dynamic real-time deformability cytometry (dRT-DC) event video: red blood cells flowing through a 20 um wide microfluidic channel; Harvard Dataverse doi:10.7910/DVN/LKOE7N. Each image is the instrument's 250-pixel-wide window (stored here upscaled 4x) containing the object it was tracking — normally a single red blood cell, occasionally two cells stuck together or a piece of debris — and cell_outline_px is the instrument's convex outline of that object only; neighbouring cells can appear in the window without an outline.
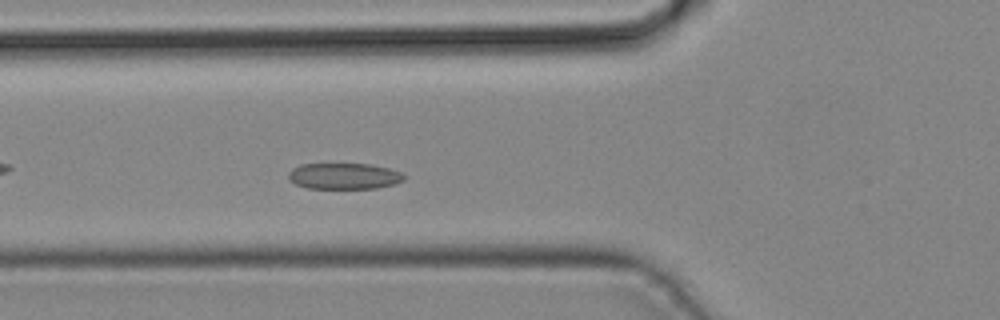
{"species": "common noctule bat (a hibernating species)", "species_latin": "Nyctalus noctula", "temperature_condition": "cold", "stored_images_in_passage": 30, "camera_frame_rate_fps": 3000, "um_per_image_px": 0.085, "animal": {"sex": "male", "body_mass_g": 19.2, "forearm_length_mm": 51.8}, "frame": {"image": 1, "passage_image": 10, "time_ms": 3.0, "image_size_px": [1000, 320], "cell_outline_px": [[404, 180], [392, 184], [376, 188], [308, 188], [296, 184], [288, 180], [288, 172], [292, 168], [300, 164], [368, 164], [388, 168], [400, 172], [404, 176]], "centroid_in_image_um": [29.19, 14.96], "position_along_channel_um": 96.6, "area_um2": 17.46}}
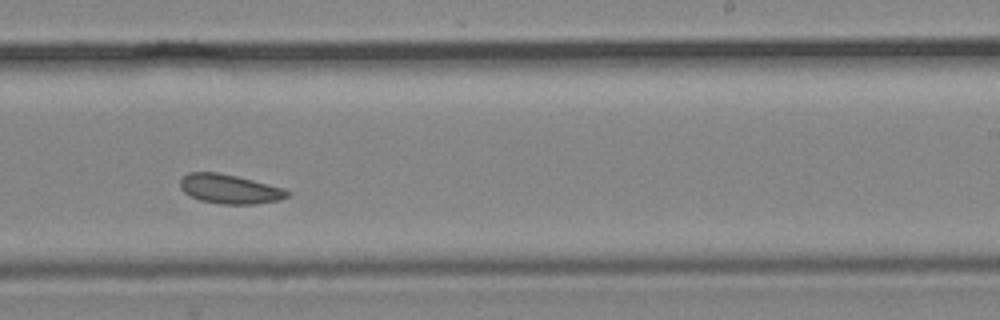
{"frame": {"image": 2, "passage_image": 21, "time_ms": 6.667, "image_size_px": [1000, 320], "cell_outline_px": [[288, 196], [280, 200], [256, 204], [220, 204], [200, 200], [184, 192], [180, 188], [180, 180], [188, 172], [216, 172], [236, 176], [284, 188], [288, 192]], "centroid_in_image_um": [19.5, 16.07], "position_along_channel_um": 269.5, "area_um2": 18.15}}
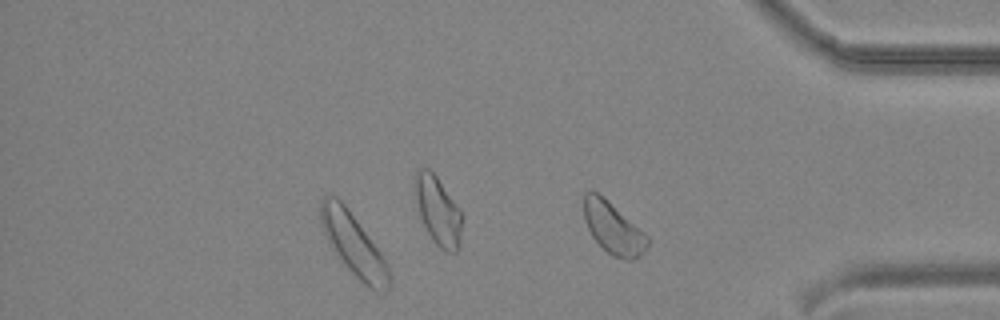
{"frame": {"image": 3, "passage_image": 29, "time_ms": 9.333, "image_size_px": [1000, 320], "cell_outline_px": [[388, 288], [384, 292], [372, 288], [364, 284], [344, 264], [328, 240], [324, 232], [320, 220], [320, 200], [324, 196], [336, 196], [344, 204], [380, 252], [388, 264]], "centroid_in_image_um": [30.02, 20.75], "position_along_channel_um": 405.2, "area_um2": 23.64}}